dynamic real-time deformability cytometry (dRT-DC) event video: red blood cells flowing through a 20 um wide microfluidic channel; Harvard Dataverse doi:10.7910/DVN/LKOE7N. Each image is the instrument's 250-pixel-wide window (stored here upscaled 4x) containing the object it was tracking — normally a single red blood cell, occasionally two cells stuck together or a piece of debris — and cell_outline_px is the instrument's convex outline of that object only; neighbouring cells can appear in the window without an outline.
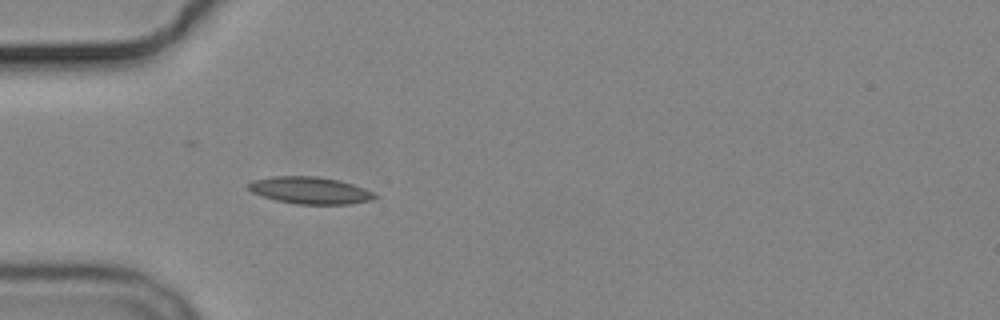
{"species": "common noctule bat (a hibernating species)", "species_latin": "Nyctalus noctula", "temperature_condition": "cold", "stored_images_in_passage": 1, "camera_frame_rate_fps": 3000, "um_per_image_px": 0.085, "animal": {"sex": "male", "body_mass_g": 19.2, "forearm_length_mm": 51.8}, "frame": {"image": 1, "passage_image": 1, "time_ms": 0.0, "image_size_px": [1000, 320], "cell_outline_px": [[380, 196], [372, 200], [348, 204], [296, 204], [276, 200], [252, 192], [248, 188], [248, 184], [252, 180], [272, 176], [316, 176], [336, 180], [352, 184], [364, 188]], "centroid_in_image_um": [26.36, 16.18], "position_along_channel_um": 58.6, "area_um2": 19.77}}